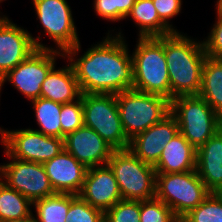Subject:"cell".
Returning <instances> with one entry per match:
<instances>
[{
  "label": "cell",
  "mask_w": 222,
  "mask_h": 222,
  "mask_svg": "<svg viewBox=\"0 0 222 222\" xmlns=\"http://www.w3.org/2000/svg\"><path fill=\"white\" fill-rule=\"evenodd\" d=\"M115 95L122 126L129 140L171 113V101L160 95L133 89Z\"/></svg>",
  "instance_id": "277c9868"
},
{
  "label": "cell",
  "mask_w": 222,
  "mask_h": 222,
  "mask_svg": "<svg viewBox=\"0 0 222 222\" xmlns=\"http://www.w3.org/2000/svg\"><path fill=\"white\" fill-rule=\"evenodd\" d=\"M33 104L37 124L40 133L61 138L60 113L62 104L45 98H37L31 101Z\"/></svg>",
  "instance_id": "d4e9b609"
},
{
  "label": "cell",
  "mask_w": 222,
  "mask_h": 222,
  "mask_svg": "<svg viewBox=\"0 0 222 222\" xmlns=\"http://www.w3.org/2000/svg\"><path fill=\"white\" fill-rule=\"evenodd\" d=\"M217 10H222V0L216 1Z\"/></svg>",
  "instance_id": "e575fe53"
},
{
  "label": "cell",
  "mask_w": 222,
  "mask_h": 222,
  "mask_svg": "<svg viewBox=\"0 0 222 222\" xmlns=\"http://www.w3.org/2000/svg\"><path fill=\"white\" fill-rule=\"evenodd\" d=\"M33 5L45 34L55 42L58 51L65 52L80 42L66 0H33Z\"/></svg>",
  "instance_id": "7c38bea8"
},
{
  "label": "cell",
  "mask_w": 222,
  "mask_h": 222,
  "mask_svg": "<svg viewBox=\"0 0 222 222\" xmlns=\"http://www.w3.org/2000/svg\"><path fill=\"white\" fill-rule=\"evenodd\" d=\"M121 33L111 37L108 32L102 42L78 59L80 42L64 52L63 58L68 57L82 94H117L133 88L132 58Z\"/></svg>",
  "instance_id": "6da1fadb"
},
{
  "label": "cell",
  "mask_w": 222,
  "mask_h": 222,
  "mask_svg": "<svg viewBox=\"0 0 222 222\" xmlns=\"http://www.w3.org/2000/svg\"><path fill=\"white\" fill-rule=\"evenodd\" d=\"M136 0H116L117 21L126 19Z\"/></svg>",
  "instance_id": "836d02e7"
},
{
  "label": "cell",
  "mask_w": 222,
  "mask_h": 222,
  "mask_svg": "<svg viewBox=\"0 0 222 222\" xmlns=\"http://www.w3.org/2000/svg\"><path fill=\"white\" fill-rule=\"evenodd\" d=\"M180 222H222V193H210Z\"/></svg>",
  "instance_id": "484cf974"
},
{
  "label": "cell",
  "mask_w": 222,
  "mask_h": 222,
  "mask_svg": "<svg viewBox=\"0 0 222 222\" xmlns=\"http://www.w3.org/2000/svg\"><path fill=\"white\" fill-rule=\"evenodd\" d=\"M81 91L74 70L69 63L64 68L55 69L47 74L41 87V97L65 104L78 100Z\"/></svg>",
  "instance_id": "ffe728a7"
},
{
  "label": "cell",
  "mask_w": 222,
  "mask_h": 222,
  "mask_svg": "<svg viewBox=\"0 0 222 222\" xmlns=\"http://www.w3.org/2000/svg\"><path fill=\"white\" fill-rule=\"evenodd\" d=\"M160 20L172 31L178 32L170 25V18L181 12L182 0H152Z\"/></svg>",
  "instance_id": "1f68e13d"
},
{
  "label": "cell",
  "mask_w": 222,
  "mask_h": 222,
  "mask_svg": "<svg viewBox=\"0 0 222 222\" xmlns=\"http://www.w3.org/2000/svg\"><path fill=\"white\" fill-rule=\"evenodd\" d=\"M94 10L104 20L117 22L116 0H94Z\"/></svg>",
  "instance_id": "d6a6232c"
},
{
  "label": "cell",
  "mask_w": 222,
  "mask_h": 222,
  "mask_svg": "<svg viewBox=\"0 0 222 222\" xmlns=\"http://www.w3.org/2000/svg\"><path fill=\"white\" fill-rule=\"evenodd\" d=\"M107 165L117 180L122 199L143 201L155 197V168L141 161L129 149L114 150Z\"/></svg>",
  "instance_id": "8992f818"
},
{
  "label": "cell",
  "mask_w": 222,
  "mask_h": 222,
  "mask_svg": "<svg viewBox=\"0 0 222 222\" xmlns=\"http://www.w3.org/2000/svg\"><path fill=\"white\" fill-rule=\"evenodd\" d=\"M66 222H102L104 212L94 208L79 195L70 194V206Z\"/></svg>",
  "instance_id": "83f0119b"
},
{
  "label": "cell",
  "mask_w": 222,
  "mask_h": 222,
  "mask_svg": "<svg viewBox=\"0 0 222 222\" xmlns=\"http://www.w3.org/2000/svg\"><path fill=\"white\" fill-rule=\"evenodd\" d=\"M179 133L177 119L170 113L161 122L129 141L128 149L144 163L154 166L169 143Z\"/></svg>",
  "instance_id": "5bb4252c"
},
{
  "label": "cell",
  "mask_w": 222,
  "mask_h": 222,
  "mask_svg": "<svg viewBox=\"0 0 222 222\" xmlns=\"http://www.w3.org/2000/svg\"><path fill=\"white\" fill-rule=\"evenodd\" d=\"M196 171L211 193H222V129L197 149Z\"/></svg>",
  "instance_id": "ac0fdd59"
},
{
  "label": "cell",
  "mask_w": 222,
  "mask_h": 222,
  "mask_svg": "<svg viewBox=\"0 0 222 222\" xmlns=\"http://www.w3.org/2000/svg\"><path fill=\"white\" fill-rule=\"evenodd\" d=\"M78 195L104 213L122 199L117 180L108 165L88 168Z\"/></svg>",
  "instance_id": "2e32d148"
},
{
  "label": "cell",
  "mask_w": 222,
  "mask_h": 222,
  "mask_svg": "<svg viewBox=\"0 0 222 222\" xmlns=\"http://www.w3.org/2000/svg\"><path fill=\"white\" fill-rule=\"evenodd\" d=\"M70 206L69 193H55L54 195L35 200L36 217L35 222H66L67 212Z\"/></svg>",
  "instance_id": "cb8c5ba5"
},
{
  "label": "cell",
  "mask_w": 222,
  "mask_h": 222,
  "mask_svg": "<svg viewBox=\"0 0 222 222\" xmlns=\"http://www.w3.org/2000/svg\"><path fill=\"white\" fill-rule=\"evenodd\" d=\"M60 116L61 138L64 139L84 125L82 94L78 100L62 104Z\"/></svg>",
  "instance_id": "f1b7e54d"
},
{
  "label": "cell",
  "mask_w": 222,
  "mask_h": 222,
  "mask_svg": "<svg viewBox=\"0 0 222 222\" xmlns=\"http://www.w3.org/2000/svg\"><path fill=\"white\" fill-rule=\"evenodd\" d=\"M216 11L217 21L213 24L207 39L203 40V45L208 57L222 59V10Z\"/></svg>",
  "instance_id": "4dcf8cb0"
},
{
  "label": "cell",
  "mask_w": 222,
  "mask_h": 222,
  "mask_svg": "<svg viewBox=\"0 0 222 222\" xmlns=\"http://www.w3.org/2000/svg\"><path fill=\"white\" fill-rule=\"evenodd\" d=\"M140 222H180L174 212L161 200L140 201Z\"/></svg>",
  "instance_id": "4316f807"
},
{
  "label": "cell",
  "mask_w": 222,
  "mask_h": 222,
  "mask_svg": "<svg viewBox=\"0 0 222 222\" xmlns=\"http://www.w3.org/2000/svg\"><path fill=\"white\" fill-rule=\"evenodd\" d=\"M84 125L96 131L114 150L128 149L115 94H82Z\"/></svg>",
  "instance_id": "ba28073f"
},
{
  "label": "cell",
  "mask_w": 222,
  "mask_h": 222,
  "mask_svg": "<svg viewBox=\"0 0 222 222\" xmlns=\"http://www.w3.org/2000/svg\"><path fill=\"white\" fill-rule=\"evenodd\" d=\"M106 222H140V201L121 199L104 213Z\"/></svg>",
  "instance_id": "f546056e"
},
{
  "label": "cell",
  "mask_w": 222,
  "mask_h": 222,
  "mask_svg": "<svg viewBox=\"0 0 222 222\" xmlns=\"http://www.w3.org/2000/svg\"><path fill=\"white\" fill-rule=\"evenodd\" d=\"M197 150L179 132L169 143L153 166L156 173H181L196 170Z\"/></svg>",
  "instance_id": "d6986e66"
},
{
  "label": "cell",
  "mask_w": 222,
  "mask_h": 222,
  "mask_svg": "<svg viewBox=\"0 0 222 222\" xmlns=\"http://www.w3.org/2000/svg\"><path fill=\"white\" fill-rule=\"evenodd\" d=\"M132 53L133 90L170 100V80L164 54V36L139 37Z\"/></svg>",
  "instance_id": "3957f363"
},
{
  "label": "cell",
  "mask_w": 222,
  "mask_h": 222,
  "mask_svg": "<svg viewBox=\"0 0 222 222\" xmlns=\"http://www.w3.org/2000/svg\"><path fill=\"white\" fill-rule=\"evenodd\" d=\"M164 54L170 80V101L178 96L198 95L207 57L203 42L173 32L164 36Z\"/></svg>",
  "instance_id": "7a4b0ae2"
},
{
  "label": "cell",
  "mask_w": 222,
  "mask_h": 222,
  "mask_svg": "<svg viewBox=\"0 0 222 222\" xmlns=\"http://www.w3.org/2000/svg\"><path fill=\"white\" fill-rule=\"evenodd\" d=\"M0 134L2 145L12 158L43 164L64 150V139L35 129L6 131L0 128Z\"/></svg>",
  "instance_id": "9c48e42d"
},
{
  "label": "cell",
  "mask_w": 222,
  "mask_h": 222,
  "mask_svg": "<svg viewBox=\"0 0 222 222\" xmlns=\"http://www.w3.org/2000/svg\"><path fill=\"white\" fill-rule=\"evenodd\" d=\"M43 166L55 193H80L88 168L68 151L62 150Z\"/></svg>",
  "instance_id": "e0dca14e"
},
{
  "label": "cell",
  "mask_w": 222,
  "mask_h": 222,
  "mask_svg": "<svg viewBox=\"0 0 222 222\" xmlns=\"http://www.w3.org/2000/svg\"><path fill=\"white\" fill-rule=\"evenodd\" d=\"M32 206L28 198L0 180V221L29 222L33 217Z\"/></svg>",
  "instance_id": "7402d4cb"
},
{
  "label": "cell",
  "mask_w": 222,
  "mask_h": 222,
  "mask_svg": "<svg viewBox=\"0 0 222 222\" xmlns=\"http://www.w3.org/2000/svg\"><path fill=\"white\" fill-rule=\"evenodd\" d=\"M210 193L196 170L156 173L155 197L164 202L180 220Z\"/></svg>",
  "instance_id": "52a82bcc"
},
{
  "label": "cell",
  "mask_w": 222,
  "mask_h": 222,
  "mask_svg": "<svg viewBox=\"0 0 222 222\" xmlns=\"http://www.w3.org/2000/svg\"><path fill=\"white\" fill-rule=\"evenodd\" d=\"M127 17L139 26V37H159L173 33L159 18L152 0H136Z\"/></svg>",
  "instance_id": "603a6c76"
},
{
  "label": "cell",
  "mask_w": 222,
  "mask_h": 222,
  "mask_svg": "<svg viewBox=\"0 0 222 222\" xmlns=\"http://www.w3.org/2000/svg\"><path fill=\"white\" fill-rule=\"evenodd\" d=\"M171 114L179 132L196 150L222 129V118L199 95L173 98Z\"/></svg>",
  "instance_id": "5b68a950"
},
{
  "label": "cell",
  "mask_w": 222,
  "mask_h": 222,
  "mask_svg": "<svg viewBox=\"0 0 222 222\" xmlns=\"http://www.w3.org/2000/svg\"><path fill=\"white\" fill-rule=\"evenodd\" d=\"M198 95L222 118V59L206 57Z\"/></svg>",
  "instance_id": "44dd1931"
},
{
  "label": "cell",
  "mask_w": 222,
  "mask_h": 222,
  "mask_svg": "<svg viewBox=\"0 0 222 222\" xmlns=\"http://www.w3.org/2000/svg\"><path fill=\"white\" fill-rule=\"evenodd\" d=\"M5 155L12 161L1 165L0 178L9 188L15 189L32 203L55 194L43 164L12 158L6 151Z\"/></svg>",
  "instance_id": "8fae6325"
},
{
  "label": "cell",
  "mask_w": 222,
  "mask_h": 222,
  "mask_svg": "<svg viewBox=\"0 0 222 222\" xmlns=\"http://www.w3.org/2000/svg\"><path fill=\"white\" fill-rule=\"evenodd\" d=\"M64 149L87 168L107 165L114 149L85 125L64 137Z\"/></svg>",
  "instance_id": "9a60e30c"
},
{
  "label": "cell",
  "mask_w": 222,
  "mask_h": 222,
  "mask_svg": "<svg viewBox=\"0 0 222 222\" xmlns=\"http://www.w3.org/2000/svg\"><path fill=\"white\" fill-rule=\"evenodd\" d=\"M55 49H37L27 59L10 70L0 79V93L7 80L29 101L40 98L42 83L55 66L56 56L64 57V52Z\"/></svg>",
  "instance_id": "30bf717a"
},
{
  "label": "cell",
  "mask_w": 222,
  "mask_h": 222,
  "mask_svg": "<svg viewBox=\"0 0 222 222\" xmlns=\"http://www.w3.org/2000/svg\"><path fill=\"white\" fill-rule=\"evenodd\" d=\"M39 40V36L35 39L27 30L12 23L6 15L1 16L0 79L37 49H51Z\"/></svg>",
  "instance_id": "4fadbf2b"
}]
</instances>
